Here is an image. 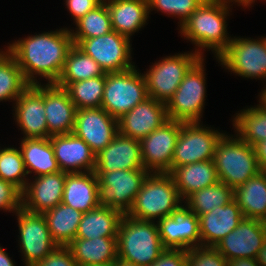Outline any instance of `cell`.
<instances>
[{
  "label": "cell",
  "instance_id": "19",
  "mask_svg": "<svg viewBox=\"0 0 266 266\" xmlns=\"http://www.w3.org/2000/svg\"><path fill=\"white\" fill-rule=\"evenodd\" d=\"M15 115L20 128L27 139L48 138V127L45 117L43 87L31 84L16 99Z\"/></svg>",
  "mask_w": 266,
  "mask_h": 266
},
{
  "label": "cell",
  "instance_id": "29",
  "mask_svg": "<svg viewBox=\"0 0 266 266\" xmlns=\"http://www.w3.org/2000/svg\"><path fill=\"white\" fill-rule=\"evenodd\" d=\"M123 215L120 210L99 205L91 211L83 213L76 238L117 237Z\"/></svg>",
  "mask_w": 266,
  "mask_h": 266
},
{
  "label": "cell",
  "instance_id": "45",
  "mask_svg": "<svg viewBox=\"0 0 266 266\" xmlns=\"http://www.w3.org/2000/svg\"><path fill=\"white\" fill-rule=\"evenodd\" d=\"M99 4L98 0H66V5L73 17H75V21H78Z\"/></svg>",
  "mask_w": 266,
  "mask_h": 266
},
{
  "label": "cell",
  "instance_id": "44",
  "mask_svg": "<svg viewBox=\"0 0 266 266\" xmlns=\"http://www.w3.org/2000/svg\"><path fill=\"white\" fill-rule=\"evenodd\" d=\"M186 250L166 248L150 266H185Z\"/></svg>",
  "mask_w": 266,
  "mask_h": 266
},
{
  "label": "cell",
  "instance_id": "34",
  "mask_svg": "<svg viewBox=\"0 0 266 266\" xmlns=\"http://www.w3.org/2000/svg\"><path fill=\"white\" fill-rule=\"evenodd\" d=\"M185 200L188 208L199 216L233 201L234 189L219 181L212 186L194 192Z\"/></svg>",
  "mask_w": 266,
  "mask_h": 266
},
{
  "label": "cell",
  "instance_id": "32",
  "mask_svg": "<svg viewBox=\"0 0 266 266\" xmlns=\"http://www.w3.org/2000/svg\"><path fill=\"white\" fill-rule=\"evenodd\" d=\"M21 153L25 169L27 167L34 170L38 176L61 171L54 156L50 138H24L21 143Z\"/></svg>",
  "mask_w": 266,
  "mask_h": 266
},
{
  "label": "cell",
  "instance_id": "54",
  "mask_svg": "<svg viewBox=\"0 0 266 266\" xmlns=\"http://www.w3.org/2000/svg\"><path fill=\"white\" fill-rule=\"evenodd\" d=\"M254 2L253 0H246V6Z\"/></svg>",
  "mask_w": 266,
  "mask_h": 266
},
{
  "label": "cell",
  "instance_id": "24",
  "mask_svg": "<svg viewBox=\"0 0 266 266\" xmlns=\"http://www.w3.org/2000/svg\"><path fill=\"white\" fill-rule=\"evenodd\" d=\"M200 246L215 247L228 233L232 232L244 218L235 200L225 206L199 215ZM203 244V245H202Z\"/></svg>",
  "mask_w": 266,
  "mask_h": 266
},
{
  "label": "cell",
  "instance_id": "39",
  "mask_svg": "<svg viewBox=\"0 0 266 266\" xmlns=\"http://www.w3.org/2000/svg\"><path fill=\"white\" fill-rule=\"evenodd\" d=\"M25 170L21 150L4 148L0 150V178L17 186L22 192L28 183L22 178L31 173Z\"/></svg>",
  "mask_w": 266,
  "mask_h": 266
},
{
  "label": "cell",
  "instance_id": "42",
  "mask_svg": "<svg viewBox=\"0 0 266 266\" xmlns=\"http://www.w3.org/2000/svg\"><path fill=\"white\" fill-rule=\"evenodd\" d=\"M22 191L15 185L0 178V208L19 210L22 208Z\"/></svg>",
  "mask_w": 266,
  "mask_h": 266
},
{
  "label": "cell",
  "instance_id": "41",
  "mask_svg": "<svg viewBox=\"0 0 266 266\" xmlns=\"http://www.w3.org/2000/svg\"><path fill=\"white\" fill-rule=\"evenodd\" d=\"M204 0H147L148 8H157L165 13L178 15L182 24L203 3Z\"/></svg>",
  "mask_w": 266,
  "mask_h": 266
},
{
  "label": "cell",
  "instance_id": "50",
  "mask_svg": "<svg viewBox=\"0 0 266 266\" xmlns=\"http://www.w3.org/2000/svg\"><path fill=\"white\" fill-rule=\"evenodd\" d=\"M115 266H140V265H137V264H134L132 262H128V261H125V260H122V259H117L115 261Z\"/></svg>",
  "mask_w": 266,
  "mask_h": 266
},
{
  "label": "cell",
  "instance_id": "14",
  "mask_svg": "<svg viewBox=\"0 0 266 266\" xmlns=\"http://www.w3.org/2000/svg\"><path fill=\"white\" fill-rule=\"evenodd\" d=\"M228 69L244 77L266 78V41L232 39L218 56Z\"/></svg>",
  "mask_w": 266,
  "mask_h": 266
},
{
  "label": "cell",
  "instance_id": "4",
  "mask_svg": "<svg viewBox=\"0 0 266 266\" xmlns=\"http://www.w3.org/2000/svg\"><path fill=\"white\" fill-rule=\"evenodd\" d=\"M180 200L173 177L169 173L154 172L144 179L126 215L139 220L162 219L180 206Z\"/></svg>",
  "mask_w": 266,
  "mask_h": 266
},
{
  "label": "cell",
  "instance_id": "5",
  "mask_svg": "<svg viewBox=\"0 0 266 266\" xmlns=\"http://www.w3.org/2000/svg\"><path fill=\"white\" fill-rule=\"evenodd\" d=\"M223 135L218 141L214 164L218 180L235 189L257 175L259 166L255 148L239 137L231 139Z\"/></svg>",
  "mask_w": 266,
  "mask_h": 266
},
{
  "label": "cell",
  "instance_id": "27",
  "mask_svg": "<svg viewBox=\"0 0 266 266\" xmlns=\"http://www.w3.org/2000/svg\"><path fill=\"white\" fill-rule=\"evenodd\" d=\"M169 174L174 179L180 197L185 198L219 182L213 159L175 167Z\"/></svg>",
  "mask_w": 266,
  "mask_h": 266
},
{
  "label": "cell",
  "instance_id": "35",
  "mask_svg": "<svg viewBox=\"0 0 266 266\" xmlns=\"http://www.w3.org/2000/svg\"><path fill=\"white\" fill-rule=\"evenodd\" d=\"M7 53H0V100H16L31 84L25 79L15 58Z\"/></svg>",
  "mask_w": 266,
  "mask_h": 266
},
{
  "label": "cell",
  "instance_id": "33",
  "mask_svg": "<svg viewBox=\"0 0 266 266\" xmlns=\"http://www.w3.org/2000/svg\"><path fill=\"white\" fill-rule=\"evenodd\" d=\"M104 74V70L92 57L73 45L67 54L62 73L55 84L65 88L69 83L84 81Z\"/></svg>",
  "mask_w": 266,
  "mask_h": 266
},
{
  "label": "cell",
  "instance_id": "18",
  "mask_svg": "<svg viewBox=\"0 0 266 266\" xmlns=\"http://www.w3.org/2000/svg\"><path fill=\"white\" fill-rule=\"evenodd\" d=\"M168 120L166 104L148 97L118 119V133L141 140Z\"/></svg>",
  "mask_w": 266,
  "mask_h": 266
},
{
  "label": "cell",
  "instance_id": "53",
  "mask_svg": "<svg viewBox=\"0 0 266 266\" xmlns=\"http://www.w3.org/2000/svg\"><path fill=\"white\" fill-rule=\"evenodd\" d=\"M236 2H239L241 4H244V6H246V0H235Z\"/></svg>",
  "mask_w": 266,
  "mask_h": 266
},
{
  "label": "cell",
  "instance_id": "11",
  "mask_svg": "<svg viewBox=\"0 0 266 266\" xmlns=\"http://www.w3.org/2000/svg\"><path fill=\"white\" fill-rule=\"evenodd\" d=\"M199 122H182L175 146L171 171L175 167L212 160L223 134L200 128Z\"/></svg>",
  "mask_w": 266,
  "mask_h": 266
},
{
  "label": "cell",
  "instance_id": "21",
  "mask_svg": "<svg viewBox=\"0 0 266 266\" xmlns=\"http://www.w3.org/2000/svg\"><path fill=\"white\" fill-rule=\"evenodd\" d=\"M144 169L140 141L118 133L98 154L94 172Z\"/></svg>",
  "mask_w": 266,
  "mask_h": 266
},
{
  "label": "cell",
  "instance_id": "38",
  "mask_svg": "<svg viewBox=\"0 0 266 266\" xmlns=\"http://www.w3.org/2000/svg\"><path fill=\"white\" fill-rule=\"evenodd\" d=\"M78 30L71 32L72 39H89L103 36L113 31L111 17L106 2L100 3L93 10L76 21Z\"/></svg>",
  "mask_w": 266,
  "mask_h": 266
},
{
  "label": "cell",
  "instance_id": "20",
  "mask_svg": "<svg viewBox=\"0 0 266 266\" xmlns=\"http://www.w3.org/2000/svg\"><path fill=\"white\" fill-rule=\"evenodd\" d=\"M43 87L48 138L73 132L77 108L67 91L55 83Z\"/></svg>",
  "mask_w": 266,
  "mask_h": 266
},
{
  "label": "cell",
  "instance_id": "8",
  "mask_svg": "<svg viewBox=\"0 0 266 266\" xmlns=\"http://www.w3.org/2000/svg\"><path fill=\"white\" fill-rule=\"evenodd\" d=\"M202 57L190 68L178 86L173 97L167 102L169 120L198 122L205 97V79Z\"/></svg>",
  "mask_w": 266,
  "mask_h": 266
},
{
  "label": "cell",
  "instance_id": "43",
  "mask_svg": "<svg viewBox=\"0 0 266 266\" xmlns=\"http://www.w3.org/2000/svg\"><path fill=\"white\" fill-rule=\"evenodd\" d=\"M34 266H78L68 246H57Z\"/></svg>",
  "mask_w": 266,
  "mask_h": 266
},
{
  "label": "cell",
  "instance_id": "13",
  "mask_svg": "<svg viewBox=\"0 0 266 266\" xmlns=\"http://www.w3.org/2000/svg\"><path fill=\"white\" fill-rule=\"evenodd\" d=\"M21 249L26 266H34L58 245L54 242L43 213H33L23 207L17 210Z\"/></svg>",
  "mask_w": 266,
  "mask_h": 266
},
{
  "label": "cell",
  "instance_id": "16",
  "mask_svg": "<svg viewBox=\"0 0 266 266\" xmlns=\"http://www.w3.org/2000/svg\"><path fill=\"white\" fill-rule=\"evenodd\" d=\"M265 239L266 229L262 220L243 218L232 232L216 244L215 248L227 260L256 259Z\"/></svg>",
  "mask_w": 266,
  "mask_h": 266
},
{
  "label": "cell",
  "instance_id": "3",
  "mask_svg": "<svg viewBox=\"0 0 266 266\" xmlns=\"http://www.w3.org/2000/svg\"><path fill=\"white\" fill-rule=\"evenodd\" d=\"M228 1H203L192 15L180 25L181 32L200 47L214 48L213 50L219 56L231 42L226 36L225 25Z\"/></svg>",
  "mask_w": 266,
  "mask_h": 266
},
{
  "label": "cell",
  "instance_id": "17",
  "mask_svg": "<svg viewBox=\"0 0 266 266\" xmlns=\"http://www.w3.org/2000/svg\"><path fill=\"white\" fill-rule=\"evenodd\" d=\"M157 225L165 248L189 250L199 247V217L189 208L179 206L170 216L159 219Z\"/></svg>",
  "mask_w": 266,
  "mask_h": 266
},
{
  "label": "cell",
  "instance_id": "28",
  "mask_svg": "<svg viewBox=\"0 0 266 266\" xmlns=\"http://www.w3.org/2000/svg\"><path fill=\"white\" fill-rule=\"evenodd\" d=\"M68 247L78 266L107 264L118 259L117 237L75 238Z\"/></svg>",
  "mask_w": 266,
  "mask_h": 266
},
{
  "label": "cell",
  "instance_id": "2",
  "mask_svg": "<svg viewBox=\"0 0 266 266\" xmlns=\"http://www.w3.org/2000/svg\"><path fill=\"white\" fill-rule=\"evenodd\" d=\"M118 258L140 266H150L166 249L158 225L124 214L117 234Z\"/></svg>",
  "mask_w": 266,
  "mask_h": 266
},
{
  "label": "cell",
  "instance_id": "51",
  "mask_svg": "<svg viewBox=\"0 0 266 266\" xmlns=\"http://www.w3.org/2000/svg\"><path fill=\"white\" fill-rule=\"evenodd\" d=\"M261 99L262 103L266 105V89L262 92Z\"/></svg>",
  "mask_w": 266,
  "mask_h": 266
},
{
  "label": "cell",
  "instance_id": "23",
  "mask_svg": "<svg viewBox=\"0 0 266 266\" xmlns=\"http://www.w3.org/2000/svg\"><path fill=\"white\" fill-rule=\"evenodd\" d=\"M50 141L61 171L82 172L79 169L84 168L87 172H94L96 154L83 139L70 133L53 135L50 137Z\"/></svg>",
  "mask_w": 266,
  "mask_h": 266
},
{
  "label": "cell",
  "instance_id": "9",
  "mask_svg": "<svg viewBox=\"0 0 266 266\" xmlns=\"http://www.w3.org/2000/svg\"><path fill=\"white\" fill-rule=\"evenodd\" d=\"M180 54L164 58L145 74L148 97L167 104L190 68L201 58V54Z\"/></svg>",
  "mask_w": 266,
  "mask_h": 266
},
{
  "label": "cell",
  "instance_id": "7",
  "mask_svg": "<svg viewBox=\"0 0 266 266\" xmlns=\"http://www.w3.org/2000/svg\"><path fill=\"white\" fill-rule=\"evenodd\" d=\"M149 171L146 169L95 172L98 178L100 206L115 208L126 214Z\"/></svg>",
  "mask_w": 266,
  "mask_h": 266
},
{
  "label": "cell",
  "instance_id": "37",
  "mask_svg": "<svg viewBox=\"0 0 266 266\" xmlns=\"http://www.w3.org/2000/svg\"><path fill=\"white\" fill-rule=\"evenodd\" d=\"M105 74L84 81L69 83L67 91L77 109L99 108L102 104Z\"/></svg>",
  "mask_w": 266,
  "mask_h": 266
},
{
  "label": "cell",
  "instance_id": "31",
  "mask_svg": "<svg viewBox=\"0 0 266 266\" xmlns=\"http://www.w3.org/2000/svg\"><path fill=\"white\" fill-rule=\"evenodd\" d=\"M43 214L51 237L58 246H68L76 238L83 215L81 211L61 202Z\"/></svg>",
  "mask_w": 266,
  "mask_h": 266
},
{
  "label": "cell",
  "instance_id": "26",
  "mask_svg": "<svg viewBox=\"0 0 266 266\" xmlns=\"http://www.w3.org/2000/svg\"><path fill=\"white\" fill-rule=\"evenodd\" d=\"M106 4L112 29L127 38L140 29L148 18L147 0H109Z\"/></svg>",
  "mask_w": 266,
  "mask_h": 266
},
{
  "label": "cell",
  "instance_id": "30",
  "mask_svg": "<svg viewBox=\"0 0 266 266\" xmlns=\"http://www.w3.org/2000/svg\"><path fill=\"white\" fill-rule=\"evenodd\" d=\"M234 200L244 218L264 220L266 218V171L248 179L234 189Z\"/></svg>",
  "mask_w": 266,
  "mask_h": 266
},
{
  "label": "cell",
  "instance_id": "47",
  "mask_svg": "<svg viewBox=\"0 0 266 266\" xmlns=\"http://www.w3.org/2000/svg\"><path fill=\"white\" fill-rule=\"evenodd\" d=\"M227 266H259L254 258H236L228 260Z\"/></svg>",
  "mask_w": 266,
  "mask_h": 266
},
{
  "label": "cell",
  "instance_id": "48",
  "mask_svg": "<svg viewBox=\"0 0 266 266\" xmlns=\"http://www.w3.org/2000/svg\"><path fill=\"white\" fill-rule=\"evenodd\" d=\"M256 260L259 266H266V239L263 243L262 248L258 252Z\"/></svg>",
  "mask_w": 266,
  "mask_h": 266
},
{
  "label": "cell",
  "instance_id": "6",
  "mask_svg": "<svg viewBox=\"0 0 266 266\" xmlns=\"http://www.w3.org/2000/svg\"><path fill=\"white\" fill-rule=\"evenodd\" d=\"M148 98L146 80L135 66L120 72L105 73L101 107L116 120Z\"/></svg>",
  "mask_w": 266,
  "mask_h": 266
},
{
  "label": "cell",
  "instance_id": "52",
  "mask_svg": "<svg viewBox=\"0 0 266 266\" xmlns=\"http://www.w3.org/2000/svg\"><path fill=\"white\" fill-rule=\"evenodd\" d=\"M90 266H115V262L107 263V264H99V265H90Z\"/></svg>",
  "mask_w": 266,
  "mask_h": 266
},
{
  "label": "cell",
  "instance_id": "36",
  "mask_svg": "<svg viewBox=\"0 0 266 266\" xmlns=\"http://www.w3.org/2000/svg\"><path fill=\"white\" fill-rule=\"evenodd\" d=\"M234 126L239 132L240 139L253 147L266 140V105L250 108L239 113L235 118Z\"/></svg>",
  "mask_w": 266,
  "mask_h": 266
},
{
  "label": "cell",
  "instance_id": "1",
  "mask_svg": "<svg viewBox=\"0 0 266 266\" xmlns=\"http://www.w3.org/2000/svg\"><path fill=\"white\" fill-rule=\"evenodd\" d=\"M73 45L71 32L59 30L15 42L9 46L8 52L15 58L30 84L38 83L33 79L34 72L47 78L51 84L59 79Z\"/></svg>",
  "mask_w": 266,
  "mask_h": 266
},
{
  "label": "cell",
  "instance_id": "22",
  "mask_svg": "<svg viewBox=\"0 0 266 266\" xmlns=\"http://www.w3.org/2000/svg\"><path fill=\"white\" fill-rule=\"evenodd\" d=\"M67 172L60 171L36 178L22 192V207L33 213H44L62 202ZM28 201V202H27Z\"/></svg>",
  "mask_w": 266,
  "mask_h": 266
},
{
  "label": "cell",
  "instance_id": "10",
  "mask_svg": "<svg viewBox=\"0 0 266 266\" xmlns=\"http://www.w3.org/2000/svg\"><path fill=\"white\" fill-rule=\"evenodd\" d=\"M85 54L92 57L105 73L120 72L134 67L130 63V38L116 31L89 39H72Z\"/></svg>",
  "mask_w": 266,
  "mask_h": 266
},
{
  "label": "cell",
  "instance_id": "25",
  "mask_svg": "<svg viewBox=\"0 0 266 266\" xmlns=\"http://www.w3.org/2000/svg\"><path fill=\"white\" fill-rule=\"evenodd\" d=\"M62 203L82 213L98 207V178L95 172L67 173Z\"/></svg>",
  "mask_w": 266,
  "mask_h": 266
},
{
  "label": "cell",
  "instance_id": "15",
  "mask_svg": "<svg viewBox=\"0 0 266 266\" xmlns=\"http://www.w3.org/2000/svg\"><path fill=\"white\" fill-rule=\"evenodd\" d=\"M72 133L98 154L118 134V120L102 107L77 109Z\"/></svg>",
  "mask_w": 266,
  "mask_h": 266
},
{
  "label": "cell",
  "instance_id": "12",
  "mask_svg": "<svg viewBox=\"0 0 266 266\" xmlns=\"http://www.w3.org/2000/svg\"><path fill=\"white\" fill-rule=\"evenodd\" d=\"M182 127L181 121L168 120L140 141L143 167L155 173H170L175 146Z\"/></svg>",
  "mask_w": 266,
  "mask_h": 266
},
{
  "label": "cell",
  "instance_id": "40",
  "mask_svg": "<svg viewBox=\"0 0 266 266\" xmlns=\"http://www.w3.org/2000/svg\"><path fill=\"white\" fill-rule=\"evenodd\" d=\"M228 260L215 247L197 246L186 250L185 266H227Z\"/></svg>",
  "mask_w": 266,
  "mask_h": 266
},
{
  "label": "cell",
  "instance_id": "46",
  "mask_svg": "<svg viewBox=\"0 0 266 266\" xmlns=\"http://www.w3.org/2000/svg\"><path fill=\"white\" fill-rule=\"evenodd\" d=\"M261 171H266V140L254 146Z\"/></svg>",
  "mask_w": 266,
  "mask_h": 266
},
{
  "label": "cell",
  "instance_id": "49",
  "mask_svg": "<svg viewBox=\"0 0 266 266\" xmlns=\"http://www.w3.org/2000/svg\"><path fill=\"white\" fill-rule=\"evenodd\" d=\"M0 266H14L8 254L0 247Z\"/></svg>",
  "mask_w": 266,
  "mask_h": 266
},
{
  "label": "cell",
  "instance_id": "55",
  "mask_svg": "<svg viewBox=\"0 0 266 266\" xmlns=\"http://www.w3.org/2000/svg\"><path fill=\"white\" fill-rule=\"evenodd\" d=\"M263 223H264V226H265V229H266V218L263 220Z\"/></svg>",
  "mask_w": 266,
  "mask_h": 266
}]
</instances>
